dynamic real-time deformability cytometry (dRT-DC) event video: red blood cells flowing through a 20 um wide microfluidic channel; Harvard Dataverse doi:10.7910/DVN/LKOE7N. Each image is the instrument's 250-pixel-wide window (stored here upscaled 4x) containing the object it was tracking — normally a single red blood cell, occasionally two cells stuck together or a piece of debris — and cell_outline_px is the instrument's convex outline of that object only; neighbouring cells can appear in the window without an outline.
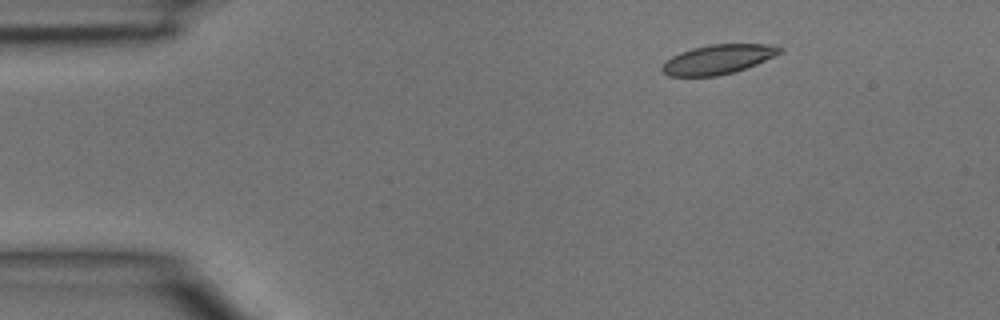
{"species": "common noctule bat (a hibernating species)", "species_latin": "Nyctalus noctula", "temperature_condition": "room temperature", "stored_images_in_passage": 4, "camera_frame_rate_fps": 3000, "um_per_image_px": 0.085, "animal": {"sex": "male", "body_mass_g": 15.6}, "frame": {"image": 1, "passage_image": 1, "time_ms": 0.0, "image_size_px": [1000, 320], "cell_outline_px": [[784, 48], [780, 52], [756, 64], [732, 72], [716, 76], [668, 76], [660, 68], [664, 60], [680, 52], [692, 48], [708, 44], [768, 44]], "centroid_in_image_um": [60.96, 5.04], "position_along_channel_um": 24.0, "area_um2": 20.0}}
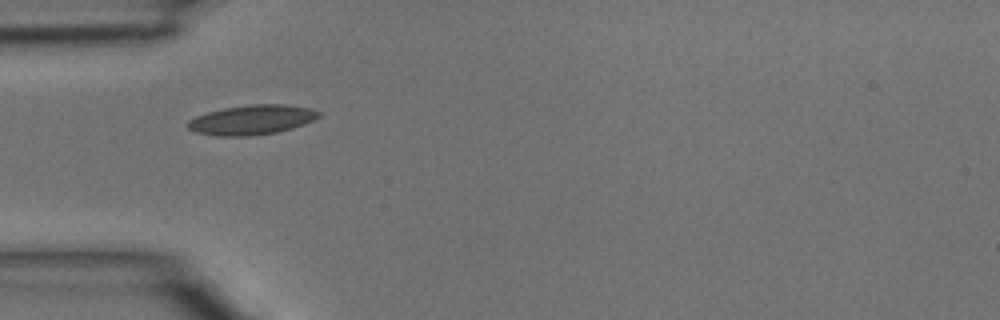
{"frame": {"image": 2, "passage_image": 3, "time_ms": 0.667, "image_size_px": [1000, 320], "cell_outline_px": [[320, 116], [304, 124], [292, 128], [276, 132], [248, 136], [216, 136], [196, 132], [188, 128], [184, 124], [188, 120], [196, 116], [208, 112], [224, 108], [252, 104], [284, 104], [308, 108], [320, 112]], "centroid_in_image_um": [21.36, 10.19], "position_along_channel_um": 63.6, "area_um2": 22.54}}